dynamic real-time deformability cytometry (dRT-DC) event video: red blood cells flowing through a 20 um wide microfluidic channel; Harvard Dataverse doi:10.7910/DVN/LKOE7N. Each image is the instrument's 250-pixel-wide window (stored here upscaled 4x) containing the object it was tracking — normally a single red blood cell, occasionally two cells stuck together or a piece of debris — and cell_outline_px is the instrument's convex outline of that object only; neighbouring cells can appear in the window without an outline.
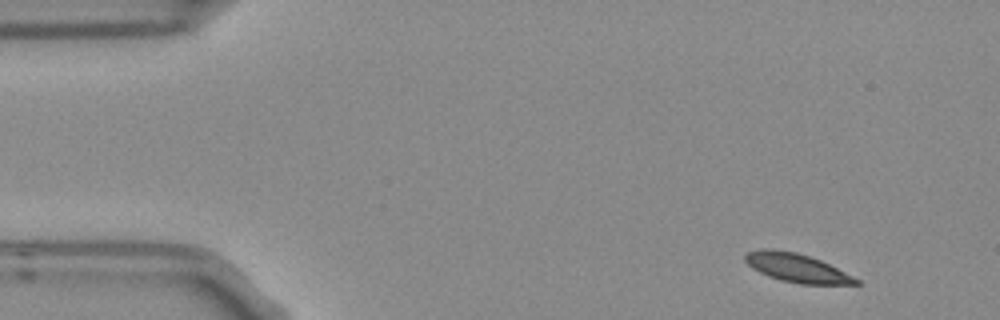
{"species": "Egyptian fruit bat (a non-hibernating species)", "species_latin": "Rousettus aegyptiacus", "temperature_condition": "room temperature", "stored_images_in_passage": 3, "camera_frame_rate_fps": 3000, "um_per_image_px": 0.085, "frame": {"image": 1, "passage_image": 1, "time_ms": 0.0, "image_size_px": [1000, 320], "cell_outline_px": [[860, 284], [800, 284], [780, 280], [768, 276], [752, 268], [744, 260], [744, 256], [748, 252], [760, 248], [772, 248], [796, 252], [820, 260], [860, 280]], "centroid_in_image_um": [67.67, 22.76], "position_along_channel_um": 17.3, "area_um2": 18.38}}